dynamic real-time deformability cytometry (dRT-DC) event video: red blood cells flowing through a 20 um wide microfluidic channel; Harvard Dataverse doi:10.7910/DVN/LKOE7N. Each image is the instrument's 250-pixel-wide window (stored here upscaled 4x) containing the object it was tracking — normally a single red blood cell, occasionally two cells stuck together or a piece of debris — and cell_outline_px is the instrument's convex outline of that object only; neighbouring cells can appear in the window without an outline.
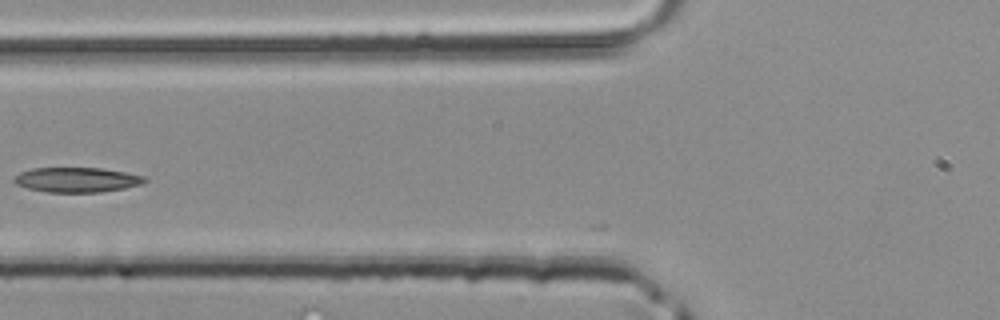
{"species": "common noctule bat (a hibernating species)", "species_latin": "Nyctalus noctula", "temperature_condition": "room temperature", "stored_images_in_passage": 4, "camera_frame_rate_fps": 3000, "um_per_image_px": 0.085, "animal": {"sex": "male", "body_mass_g": 20.4}, "frame": {"image": 1, "passage_image": 4, "time_ms": 1.0, "image_size_px": [1000, 320], "cell_outline_px": [[148, 180], [140, 184], [124, 188], [100, 192], [48, 192], [28, 188], [16, 184], [12, 180], [20, 172], [32, 168], [104, 168], [144, 176]], "centroid_in_image_um": [6.52, 15.28], "position_along_channel_um": 119.3, "area_um2": 18.79}}